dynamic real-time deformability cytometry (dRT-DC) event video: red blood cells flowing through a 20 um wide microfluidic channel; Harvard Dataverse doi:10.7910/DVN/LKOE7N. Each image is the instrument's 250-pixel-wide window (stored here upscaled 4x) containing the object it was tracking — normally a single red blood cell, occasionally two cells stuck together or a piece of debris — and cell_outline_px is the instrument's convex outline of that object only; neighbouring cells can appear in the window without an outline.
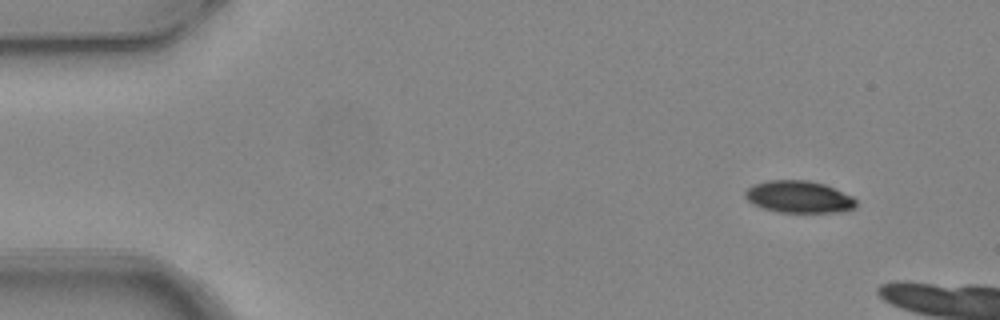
{"species": "common noctule bat (a hibernating species)", "species_latin": "Nyctalus noctula", "temperature_condition": "warm", "stored_images_in_passage": 4, "camera_frame_rate_fps": 3000, "um_per_image_px": 0.085, "animal": {"sex": "female", "body_mass_g": 24.6, "forearm_length_mm": 56.2}, "frame": {"image": 1, "passage_image": 1, "time_ms": 0.0, "image_size_px": [1000, 320], "cell_outline_px": [[856, 208], [836, 212], [780, 212], [764, 208], [752, 204], [744, 196], [744, 192], [752, 184], [768, 180], [808, 180], [824, 184], [852, 196], [856, 200]], "centroid_in_image_um": [67.88, 16.72], "position_along_channel_um": 17.1, "area_um2": 20.69}}